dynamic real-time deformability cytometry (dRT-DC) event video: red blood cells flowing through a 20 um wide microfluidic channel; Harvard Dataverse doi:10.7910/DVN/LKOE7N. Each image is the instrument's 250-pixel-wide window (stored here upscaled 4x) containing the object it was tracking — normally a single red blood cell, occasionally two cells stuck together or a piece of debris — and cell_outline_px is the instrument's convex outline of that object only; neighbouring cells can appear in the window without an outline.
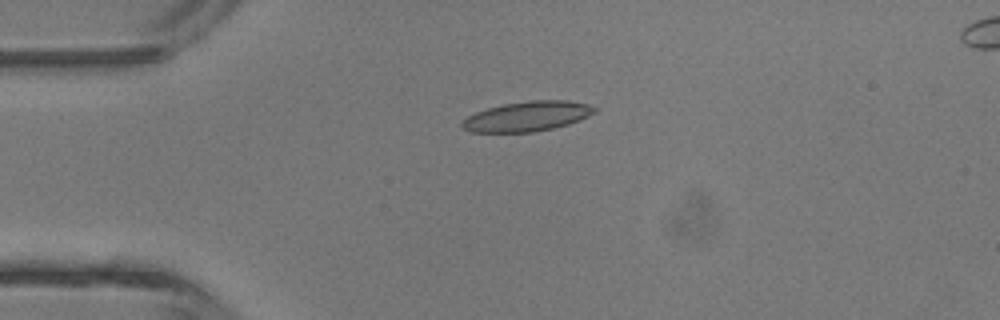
{"species": "common noctule bat (a hibernating species)", "species_latin": "Nyctalus noctula", "temperature_condition": "room temperature", "stored_images_in_passage": 5, "camera_frame_rate_fps": 3000, "um_per_image_px": 0.085, "animal": {"sex": "male", "body_mass_g": 13.3}, "frame": {"image": 1, "passage_image": 3, "time_ms": 3.0, "image_size_px": [1000, 320], "cell_outline_px": [[596, 112], [588, 116], [568, 124], [552, 128], [532, 132], [468, 132], [460, 124], [468, 116], [476, 112], [488, 108], [504, 104], [528, 100], [568, 100], [588, 104], [596, 108]], "centroid_in_image_um": [44.82, 9.88], "position_along_channel_um": 40.2, "area_um2": 22.95}}
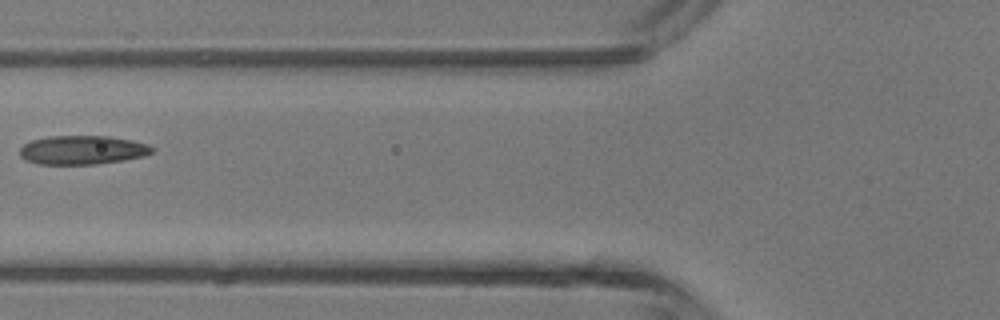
{"frame": {"image": 2, "passage_image": 5, "time_ms": 5.333, "image_size_px": [1000, 320], "cell_outline_px": [[156, 148], [152, 152], [144, 156], [124, 160], [96, 164], [40, 164], [24, 160], [20, 156], [20, 148], [24, 144], [32, 140], [48, 136], [108, 136], [132, 140], [148, 144]], "centroid_in_image_um": [7.01, 12.75], "position_along_channel_um": 118.8, "area_um2": 22.37}}